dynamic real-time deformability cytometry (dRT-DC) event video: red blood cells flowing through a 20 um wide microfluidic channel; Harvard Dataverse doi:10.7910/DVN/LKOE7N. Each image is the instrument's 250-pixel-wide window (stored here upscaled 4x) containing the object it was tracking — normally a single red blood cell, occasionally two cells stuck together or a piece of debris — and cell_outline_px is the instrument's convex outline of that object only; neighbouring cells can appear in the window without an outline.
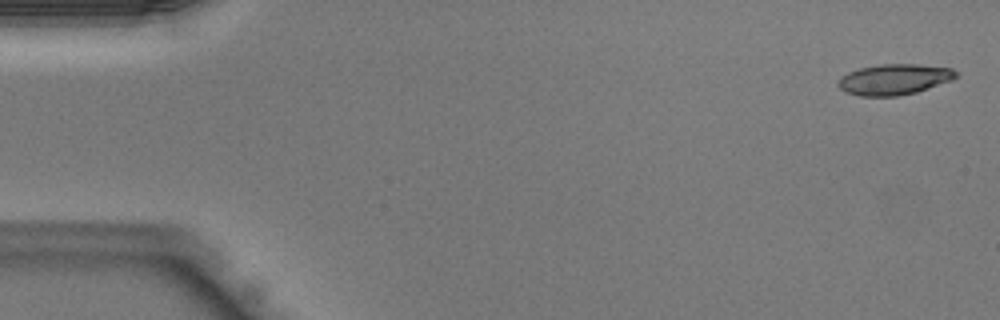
{"species": "Egyptian fruit bat (a non-hibernating species)", "species_latin": "Rousettus aegyptiacus", "temperature_condition": "warm", "stored_images_in_passage": 42, "camera_frame_rate_fps": 3000, "um_per_image_px": 0.085, "animal": {"sex": "male"}, "frame": {"image": 1, "passage_image": 1, "time_ms": 0.0, "image_size_px": [1000, 320], "cell_outline_px": [[960, 76], [952, 80], [916, 92], [896, 96], [860, 96], [844, 92], [836, 84], [840, 76], [848, 72], [860, 68], [880, 64], [920, 64], [952, 68], [960, 72]], "centroid_in_image_um": [76.02, 6.74], "position_along_channel_um": 9.0, "area_um2": 21.39}}
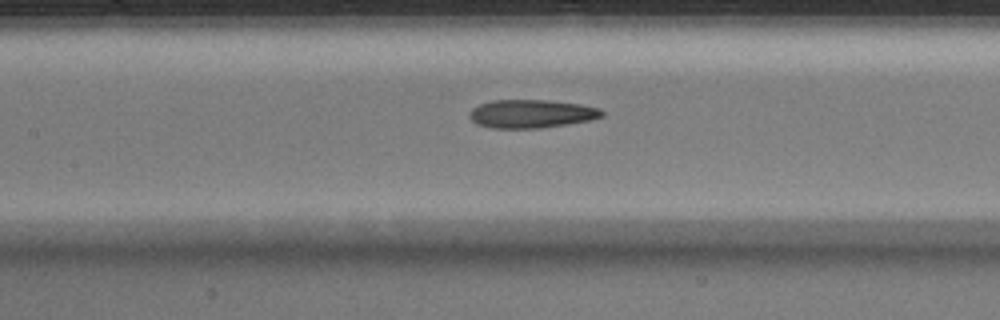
{"frame": {"image": 2, "passage_image": 19, "time_ms": 6.0, "image_size_px": [1000, 320], "cell_outline_px": [[604, 116], [592, 120], [540, 128], [492, 128], [476, 124], [468, 116], [468, 112], [472, 108], [480, 104], [492, 100], [544, 100], [580, 104], [600, 108], [604, 112]], "centroid_in_image_um": [45.16, 9.67], "position_along_channel_um": 162.2, "area_um2": 21.96}}
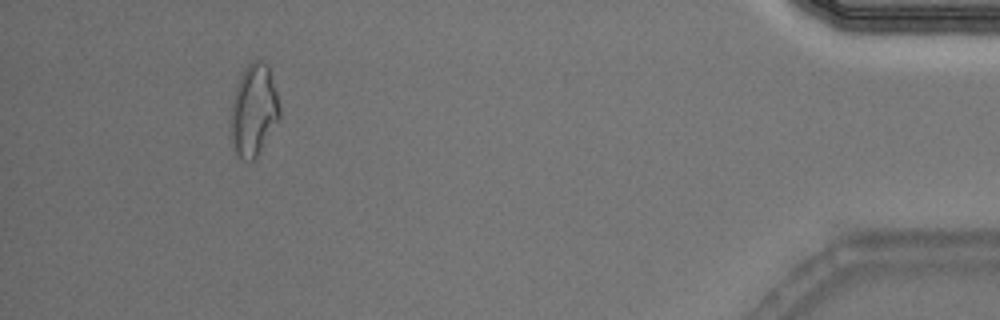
{"frame": {"image": 3, "passage_image": 39, "time_ms": 12.667, "image_size_px": [1000, 320], "cell_outline_px": [[280, 116], [256, 156], [252, 160], [248, 160], [240, 156], [232, 148], [228, 136], [228, 120], [232, 100], [236, 84], [240, 76], [248, 64], [252, 60], [260, 60], [268, 64], [276, 92], [280, 108]], "centroid_in_image_um": [21.5, 9.36], "position_along_channel_um": 413.7, "area_um2": 26.36}}